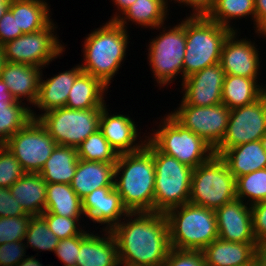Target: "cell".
Returning <instances> with one entry per match:
<instances>
[{
	"label": "cell",
	"instance_id": "6da1fadb",
	"mask_svg": "<svg viewBox=\"0 0 266 266\" xmlns=\"http://www.w3.org/2000/svg\"><path fill=\"white\" fill-rule=\"evenodd\" d=\"M123 220L111 230L120 266H164L171 249L165 214L129 212Z\"/></svg>",
	"mask_w": 266,
	"mask_h": 266
},
{
	"label": "cell",
	"instance_id": "7a4b0ae2",
	"mask_svg": "<svg viewBox=\"0 0 266 266\" xmlns=\"http://www.w3.org/2000/svg\"><path fill=\"white\" fill-rule=\"evenodd\" d=\"M154 180L153 154L145 146L118 155L114 186L128 212H154Z\"/></svg>",
	"mask_w": 266,
	"mask_h": 266
},
{
	"label": "cell",
	"instance_id": "3957f363",
	"mask_svg": "<svg viewBox=\"0 0 266 266\" xmlns=\"http://www.w3.org/2000/svg\"><path fill=\"white\" fill-rule=\"evenodd\" d=\"M108 22V23H107ZM92 31L84 41V73L99 78L107 87L126 56L128 31L115 21H107Z\"/></svg>",
	"mask_w": 266,
	"mask_h": 266
},
{
	"label": "cell",
	"instance_id": "277c9868",
	"mask_svg": "<svg viewBox=\"0 0 266 266\" xmlns=\"http://www.w3.org/2000/svg\"><path fill=\"white\" fill-rule=\"evenodd\" d=\"M171 248L203 250L218 239L215 210L185 203L165 213Z\"/></svg>",
	"mask_w": 266,
	"mask_h": 266
},
{
	"label": "cell",
	"instance_id": "5b68a950",
	"mask_svg": "<svg viewBox=\"0 0 266 266\" xmlns=\"http://www.w3.org/2000/svg\"><path fill=\"white\" fill-rule=\"evenodd\" d=\"M231 32L207 16H186L183 81L206 67L220 63L223 43Z\"/></svg>",
	"mask_w": 266,
	"mask_h": 266
},
{
	"label": "cell",
	"instance_id": "8992f818",
	"mask_svg": "<svg viewBox=\"0 0 266 266\" xmlns=\"http://www.w3.org/2000/svg\"><path fill=\"white\" fill-rule=\"evenodd\" d=\"M145 147L153 154L155 165L154 212L189 203L193 168L160 152L148 139Z\"/></svg>",
	"mask_w": 266,
	"mask_h": 266
},
{
	"label": "cell",
	"instance_id": "52a82bcc",
	"mask_svg": "<svg viewBox=\"0 0 266 266\" xmlns=\"http://www.w3.org/2000/svg\"><path fill=\"white\" fill-rule=\"evenodd\" d=\"M165 118V119H164ZM161 119L159 129L148 140L162 153L196 168L207 162L215 151L203 138L181 125L171 114Z\"/></svg>",
	"mask_w": 266,
	"mask_h": 266
},
{
	"label": "cell",
	"instance_id": "ba28073f",
	"mask_svg": "<svg viewBox=\"0 0 266 266\" xmlns=\"http://www.w3.org/2000/svg\"><path fill=\"white\" fill-rule=\"evenodd\" d=\"M235 199L236 178L220 156L193 169L190 203L216 210Z\"/></svg>",
	"mask_w": 266,
	"mask_h": 266
},
{
	"label": "cell",
	"instance_id": "9c48e42d",
	"mask_svg": "<svg viewBox=\"0 0 266 266\" xmlns=\"http://www.w3.org/2000/svg\"><path fill=\"white\" fill-rule=\"evenodd\" d=\"M101 110L102 108L80 110L62 107L40 115L31 110V114L45 126L57 145L77 148L99 129Z\"/></svg>",
	"mask_w": 266,
	"mask_h": 266
},
{
	"label": "cell",
	"instance_id": "30bf717a",
	"mask_svg": "<svg viewBox=\"0 0 266 266\" xmlns=\"http://www.w3.org/2000/svg\"><path fill=\"white\" fill-rule=\"evenodd\" d=\"M162 31L149 43L148 61L157 83L164 87L180 73L183 80V61L186 48V18L176 26ZM167 31V32H166Z\"/></svg>",
	"mask_w": 266,
	"mask_h": 266
},
{
	"label": "cell",
	"instance_id": "8fae6325",
	"mask_svg": "<svg viewBox=\"0 0 266 266\" xmlns=\"http://www.w3.org/2000/svg\"><path fill=\"white\" fill-rule=\"evenodd\" d=\"M54 29L56 26L52 21L40 31L23 34L6 42L2 45L5 61L45 68L65 50L57 34L54 35Z\"/></svg>",
	"mask_w": 266,
	"mask_h": 266
},
{
	"label": "cell",
	"instance_id": "7c38bea8",
	"mask_svg": "<svg viewBox=\"0 0 266 266\" xmlns=\"http://www.w3.org/2000/svg\"><path fill=\"white\" fill-rule=\"evenodd\" d=\"M4 145L16 157L25 173L39 174L57 143L45 126L33 118Z\"/></svg>",
	"mask_w": 266,
	"mask_h": 266
},
{
	"label": "cell",
	"instance_id": "4fadbf2b",
	"mask_svg": "<svg viewBox=\"0 0 266 266\" xmlns=\"http://www.w3.org/2000/svg\"><path fill=\"white\" fill-rule=\"evenodd\" d=\"M261 139H266V92L255 102L230 111L225 136L214 149L215 155Z\"/></svg>",
	"mask_w": 266,
	"mask_h": 266
},
{
	"label": "cell",
	"instance_id": "5bb4252c",
	"mask_svg": "<svg viewBox=\"0 0 266 266\" xmlns=\"http://www.w3.org/2000/svg\"><path fill=\"white\" fill-rule=\"evenodd\" d=\"M174 111L170 114L181 125L215 149L225 136L231 110L221 103L213 106L180 105Z\"/></svg>",
	"mask_w": 266,
	"mask_h": 266
},
{
	"label": "cell",
	"instance_id": "9a60e30c",
	"mask_svg": "<svg viewBox=\"0 0 266 266\" xmlns=\"http://www.w3.org/2000/svg\"><path fill=\"white\" fill-rule=\"evenodd\" d=\"M225 72L220 63L200 70L182 81L184 92L181 104L213 106L222 103Z\"/></svg>",
	"mask_w": 266,
	"mask_h": 266
},
{
	"label": "cell",
	"instance_id": "2e32d148",
	"mask_svg": "<svg viewBox=\"0 0 266 266\" xmlns=\"http://www.w3.org/2000/svg\"><path fill=\"white\" fill-rule=\"evenodd\" d=\"M237 31H232L225 39L222 50L220 64L226 75H234L257 79L260 69V60L255 43L240 39Z\"/></svg>",
	"mask_w": 266,
	"mask_h": 266
},
{
	"label": "cell",
	"instance_id": "e0dca14e",
	"mask_svg": "<svg viewBox=\"0 0 266 266\" xmlns=\"http://www.w3.org/2000/svg\"><path fill=\"white\" fill-rule=\"evenodd\" d=\"M218 238L235 243H257L251 206L235 199L215 210Z\"/></svg>",
	"mask_w": 266,
	"mask_h": 266
},
{
	"label": "cell",
	"instance_id": "ac0fdd59",
	"mask_svg": "<svg viewBox=\"0 0 266 266\" xmlns=\"http://www.w3.org/2000/svg\"><path fill=\"white\" fill-rule=\"evenodd\" d=\"M82 209L85 217L93 223L106 224L103 232L111 231L129 213L115 187H101L92 191L82 199Z\"/></svg>",
	"mask_w": 266,
	"mask_h": 266
},
{
	"label": "cell",
	"instance_id": "d6986e66",
	"mask_svg": "<svg viewBox=\"0 0 266 266\" xmlns=\"http://www.w3.org/2000/svg\"><path fill=\"white\" fill-rule=\"evenodd\" d=\"M136 127L129 116L122 114L110 116L106 104L102 107L99 130L118 155L136 152L145 146L148 136H145V140H141V143L138 142L139 133Z\"/></svg>",
	"mask_w": 266,
	"mask_h": 266
},
{
	"label": "cell",
	"instance_id": "ffe728a7",
	"mask_svg": "<svg viewBox=\"0 0 266 266\" xmlns=\"http://www.w3.org/2000/svg\"><path fill=\"white\" fill-rule=\"evenodd\" d=\"M41 69L43 68L5 61L0 78L15 101L22 102L26 98L33 106L38 98Z\"/></svg>",
	"mask_w": 266,
	"mask_h": 266
},
{
	"label": "cell",
	"instance_id": "44dd1931",
	"mask_svg": "<svg viewBox=\"0 0 266 266\" xmlns=\"http://www.w3.org/2000/svg\"><path fill=\"white\" fill-rule=\"evenodd\" d=\"M90 233L84 230L80 234L76 266H120L117 242L112 232L105 230V237Z\"/></svg>",
	"mask_w": 266,
	"mask_h": 266
},
{
	"label": "cell",
	"instance_id": "7402d4cb",
	"mask_svg": "<svg viewBox=\"0 0 266 266\" xmlns=\"http://www.w3.org/2000/svg\"><path fill=\"white\" fill-rule=\"evenodd\" d=\"M258 243H235L220 238L202 250L207 266H255Z\"/></svg>",
	"mask_w": 266,
	"mask_h": 266
},
{
	"label": "cell",
	"instance_id": "603a6c76",
	"mask_svg": "<svg viewBox=\"0 0 266 266\" xmlns=\"http://www.w3.org/2000/svg\"><path fill=\"white\" fill-rule=\"evenodd\" d=\"M220 158L237 178L266 168V139L244 143L224 151Z\"/></svg>",
	"mask_w": 266,
	"mask_h": 266
},
{
	"label": "cell",
	"instance_id": "cb8c5ba5",
	"mask_svg": "<svg viewBox=\"0 0 266 266\" xmlns=\"http://www.w3.org/2000/svg\"><path fill=\"white\" fill-rule=\"evenodd\" d=\"M115 164L79 159L71 187L83 199L101 187H115Z\"/></svg>",
	"mask_w": 266,
	"mask_h": 266
},
{
	"label": "cell",
	"instance_id": "d4e9b609",
	"mask_svg": "<svg viewBox=\"0 0 266 266\" xmlns=\"http://www.w3.org/2000/svg\"><path fill=\"white\" fill-rule=\"evenodd\" d=\"M80 65L73 69L60 72L50 79L43 80L42 73L39 83V92L35 108L43 110L44 113L56 108L66 107L69 91L76 78L82 73Z\"/></svg>",
	"mask_w": 266,
	"mask_h": 266
},
{
	"label": "cell",
	"instance_id": "484cf974",
	"mask_svg": "<svg viewBox=\"0 0 266 266\" xmlns=\"http://www.w3.org/2000/svg\"><path fill=\"white\" fill-rule=\"evenodd\" d=\"M168 0H136L126 11L118 16L114 14L109 21H115L117 24L127 30V23L143 26L144 28L162 29L167 12ZM128 21V22H127Z\"/></svg>",
	"mask_w": 266,
	"mask_h": 266
},
{
	"label": "cell",
	"instance_id": "4316f807",
	"mask_svg": "<svg viewBox=\"0 0 266 266\" xmlns=\"http://www.w3.org/2000/svg\"><path fill=\"white\" fill-rule=\"evenodd\" d=\"M15 200L27 214L40 216L46 208L47 182L38 173H25L9 187Z\"/></svg>",
	"mask_w": 266,
	"mask_h": 266
},
{
	"label": "cell",
	"instance_id": "83f0119b",
	"mask_svg": "<svg viewBox=\"0 0 266 266\" xmlns=\"http://www.w3.org/2000/svg\"><path fill=\"white\" fill-rule=\"evenodd\" d=\"M108 88L99 78L82 72L69 91L66 108L80 110L102 108L106 104L104 93Z\"/></svg>",
	"mask_w": 266,
	"mask_h": 266
},
{
	"label": "cell",
	"instance_id": "f1b7e54d",
	"mask_svg": "<svg viewBox=\"0 0 266 266\" xmlns=\"http://www.w3.org/2000/svg\"><path fill=\"white\" fill-rule=\"evenodd\" d=\"M9 10L16 17L17 31L23 34L40 31L53 21L44 0H11Z\"/></svg>",
	"mask_w": 266,
	"mask_h": 266
},
{
	"label": "cell",
	"instance_id": "f546056e",
	"mask_svg": "<svg viewBox=\"0 0 266 266\" xmlns=\"http://www.w3.org/2000/svg\"><path fill=\"white\" fill-rule=\"evenodd\" d=\"M78 161L77 148L56 145L39 174L47 183L71 184Z\"/></svg>",
	"mask_w": 266,
	"mask_h": 266
},
{
	"label": "cell",
	"instance_id": "4dcf8cb0",
	"mask_svg": "<svg viewBox=\"0 0 266 266\" xmlns=\"http://www.w3.org/2000/svg\"><path fill=\"white\" fill-rule=\"evenodd\" d=\"M257 81L247 77L225 75L222 103L232 110L255 102L266 92V86H260Z\"/></svg>",
	"mask_w": 266,
	"mask_h": 266
},
{
	"label": "cell",
	"instance_id": "1f68e13d",
	"mask_svg": "<svg viewBox=\"0 0 266 266\" xmlns=\"http://www.w3.org/2000/svg\"><path fill=\"white\" fill-rule=\"evenodd\" d=\"M42 214L81 218V215L84 216L82 199L72 189L71 184L47 183L46 208Z\"/></svg>",
	"mask_w": 266,
	"mask_h": 266
},
{
	"label": "cell",
	"instance_id": "d6a6232c",
	"mask_svg": "<svg viewBox=\"0 0 266 266\" xmlns=\"http://www.w3.org/2000/svg\"><path fill=\"white\" fill-rule=\"evenodd\" d=\"M251 15L253 24L256 29V9L255 0H216L213 8L207 17L217 24L227 27L232 31H236L229 23L230 20L248 17Z\"/></svg>",
	"mask_w": 266,
	"mask_h": 266
},
{
	"label": "cell",
	"instance_id": "836d02e7",
	"mask_svg": "<svg viewBox=\"0 0 266 266\" xmlns=\"http://www.w3.org/2000/svg\"><path fill=\"white\" fill-rule=\"evenodd\" d=\"M22 104V105H21ZM14 101L6 108H0V143L4 144L18 130L24 128L32 119L31 107Z\"/></svg>",
	"mask_w": 266,
	"mask_h": 266
},
{
	"label": "cell",
	"instance_id": "e575fe53",
	"mask_svg": "<svg viewBox=\"0 0 266 266\" xmlns=\"http://www.w3.org/2000/svg\"><path fill=\"white\" fill-rule=\"evenodd\" d=\"M78 158L87 161L116 163L118 154L98 129L90 134L78 147Z\"/></svg>",
	"mask_w": 266,
	"mask_h": 266
},
{
	"label": "cell",
	"instance_id": "d590c367",
	"mask_svg": "<svg viewBox=\"0 0 266 266\" xmlns=\"http://www.w3.org/2000/svg\"><path fill=\"white\" fill-rule=\"evenodd\" d=\"M236 196L250 206L266 201V168L237 177Z\"/></svg>",
	"mask_w": 266,
	"mask_h": 266
},
{
	"label": "cell",
	"instance_id": "8d00e7d4",
	"mask_svg": "<svg viewBox=\"0 0 266 266\" xmlns=\"http://www.w3.org/2000/svg\"><path fill=\"white\" fill-rule=\"evenodd\" d=\"M26 247H32L34 250L55 251L59 239L48 228L45 220L41 216H32L25 235Z\"/></svg>",
	"mask_w": 266,
	"mask_h": 266
},
{
	"label": "cell",
	"instance_id": "74e56055",
	"mask_svg": "<svg viewBox=\"0 0 266 266\" xmlns=\"http://www.w3.org/2000/svg\"><path fill=\"white\" fill-rule=\"evenodd\" d=\"M31 214L20 217H0V245L25 239Z\"/></svg>",
	"mask_w": 266,
	"mask_h": 266
},
{
	"label": "cell",
	"instance_id": "f35d334b",
	"mask_svg": "<svg viewBox=\"0 0 266 266\" xmlns=\"http://www.w3.org/2000/svg\"><path fill=\"white\" fill-rule=\"evenodd\" d=\"M24 174L16 157L2 144L0 146V187L9 188Z\"/></svg>",
	"mask_w": 266,
	"mask_h": 266
},
{
	"label": "cell",
	"instance_id": "ab89813d",
	"mask_svg": "<svg viewBox=\"0 0 266 266\" xmlns=\"http://www.w3.org/2000/svg\"><path fill=\"white\" fill-rule=\"evenodd\" d=\"M40 216L59 240L80 235L84 231L79 227L80 218H69L56 214H41Z\"/></svg>",
	"mask_w": 266,
	"mask_h": 266
},
{
	"label": "cell",
	"instance_id": "60d3db41",
	"mask_svg": "<svg viewBox=\"0 0 266 266\" xmlns=\"http://www.w3.org/2000/svg\"><path fill=\"white\" fill-rule=\"evenodd\" d=\"M164 266H207L201 250L171 248Z\"/></svg>",
	"mask_w": 266,
	"mask_h": 266
},
{
	"label": "cell",
	"instance_id": "b9f144b4",
	"mask_svg": "<svg viewBox=\"0 0 266 266\" xmlns=\"http://www.w3.org/2000/svg\"><path fill=\"white\" fill-rule=\"evenodd\" d=\"M80 250V235L59 240L54 254L64 266H76V258Z\"/></svg>",
	"mask_w": 266,
	"mask_h": 266
},
{
	"label": "cell",
	"instance_id": "7bdbcfd3",
	"mask_svg": "<svg viewBox=\"0 0 266 266\" xmlns=\"http://www.w3.org/2000/svg\"><path fill=\"white\" fill-rule=\"evenodd\" d=\"M24 240L0 245V266H17L26 257Z\"/></svg>",
	"mask_w": 266,
	"mask_h": 266
},
{
	"label": "cell",
	"instance_id": "ee69618b",
	"mask_svg": "<svg viewBox=\"0 0 266 266\" xmlns=\"http://www.w3.org/2000/svg\"><path fill=\"white\" fill-rule=\"evenodd\" d=\"M253 233L258 245L266 243V201L251 206Z\"/></svg>",
	"mask_w": 266,
	"mask_h": 266
},
{
	"label": "cell",
	"instance_id": "f6af8a7d",
	"mask_svg": "<svg viewBox=\"0 0 266 266\" xmlns=\"http://www.w3.org/2000/svg\"><path fill=\"white\" fill-rule=\"evenodd\" d=\"M26 214L11 194L10 189L0 187V217H20Z\"/></svg>",
	"mask_w": 266,
	"mask_h": 266
},
{
	"label": "cell",
	"instance_id": "bcb514c9",
	"mask_svg": "<svg viewBox=\"0 0 266 266\" xmlns=\"http://www.w3.org/2000/svg\"><path fill=\"white\" fill-rule=\"evenodd\" d=\"M21 35H23L22 31H17L16 17H13L12 12L8 9L0 18V45Z\"/></svg>",
	"mask_w": 266,
	"mask_h": 266
},
{
	"label": "cell",
	"instance_id": "7dc6e473",
	"mask_svg": "<svg viewBox=\"0 0 266 266\" xmlns=\"http://www.w3.org/2000/svg\"><path fill=\"white\" fill-rule=\"evenodd\" d=\"M172 1V0H171ZM180 5L183 4L192 8L190 16H207L213 8L216 0H174Z\"/></svg>",
	"mask_w": 266,
	"mask_h": 266
},
{
	"label": "cell",
	"instance_id": "c3c4849f",
	"mask_svg": "<svg viewBox=\"0 0 266 266\" xmlns=\"http://www.w3.org/2000/svg\"><path fill=\"white\" fill-rule=\"evenodd\" d=\"M257 35L266 37V0H255Z\"/></svg>",
	"mask_w": 266,
	"mask_h": 266
},
{
	"label": "cell",
	"instance_id": "681fc988",
	"mask_svg": "<svg viewBox=\"0 0 266 266\" xmlns=\"http://www.w3.org/2000/svg\"><path fill=\"white\" fill-rule=\"evenodd\" d=\"M15 100L11 96L7 85L4 81L0 78V108H6Z\"/></svg>",
	"mask_w": 266,
	"mask_h": 266
},
{
	"label": "cell",
	"instance_id": "f907efd6",
	"mask_svg": "<svg viewBox=\"0 0 266 266\" xmlns=\"http://www.w3.org/2000/svg\"><path fill=\"white\" fill-rule=\"evenodd\" d=\"M255 266H266V243L257 247Z\"/></svg>",
	"mask_w": 266,
	"mask_h": 266
},
{
	"label": "cell",
	"instance_id": "816d5d0a",
	"mask_svg": "<svg viewBox=\"0 0 266 266\" xmlns=\"http://www.w3.org/2000/svg\"><path fill=\"white\" fill-rule=\"evenodd\" d=\"M118 7V11H121L119 13L123 14L128 7H130L136 0H112Z\"/></svg>",
	"mask_w": 266,
	"mask_h": 266
},
{
	"label": "cell",
	"instance_id": "f5cc1de1",
	"mask_svg": "<svg viewBox=\"0 0 266 266\" xmlns=\"http://www.w3.org/2000/svg\"><path fill=\"white\" fill-rule=\"evenodd\" d=\"M43 264L35 259V257H26L24 258L17 266H42ZM50 266V265H49Z\"/></svg>",
	"mask_w": 266,
	"mask_h": 266
},
{
	"label": "cell",
	"instance_id": "db71d44e",
	"mask_svg": "<svg viewBox=\"0 0 266 266\" xmlns=\"http://www.w3.org/2000/svg\"><path fill=\"white\" fill-rule=\"evenodd\" d=\"M4 63H5L4 50H3V46L0 45V75H1V71H2Z\"/></svg>",
	"mask_w": 266,
	"mask_h": 266
},
{
	"label": "cell",
	"instance_id": "11a10c76",
	"mask_svg": "<svg viewBox=\"0 0 266 266\" xmlns=\"http://www.w3.org/2000/svg\"><path fill=\"white\" fill-rule=\"evenodd\" d=\"M10 3H0V18L6 13L9 9Z\"/></svg>",
	"mask_w": 266,
	"mask_h": 266
},
{
	"label": "cell",
	"instance_id": "9f6ffc18",
	"mask_svg": "<svg viewBox=\"0 0 266 266\" xmlns=\"http://www.w3.org/2000/svg\"><path fill=\"white\" fill-rule=\"evenodd\" d=\"M11 0H0V3H10Z\"/></svg>",
	"mask_w": 266,
	"mask_h": 266
}]
</instances>
